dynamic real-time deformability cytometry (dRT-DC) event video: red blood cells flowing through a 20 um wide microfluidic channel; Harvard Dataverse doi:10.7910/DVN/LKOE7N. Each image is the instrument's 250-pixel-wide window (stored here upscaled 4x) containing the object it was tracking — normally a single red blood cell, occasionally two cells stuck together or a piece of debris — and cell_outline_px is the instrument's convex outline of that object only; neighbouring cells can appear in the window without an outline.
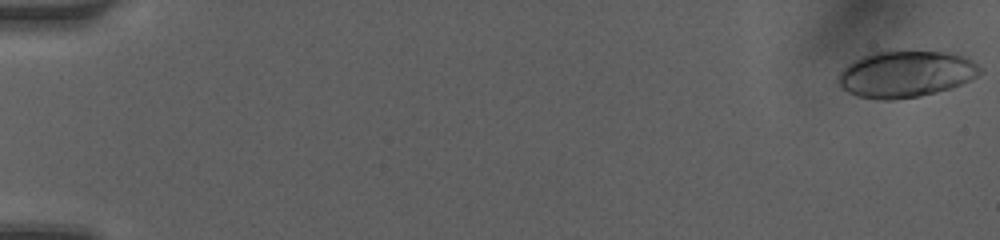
{"species": "human", "species_latin": "Homo sapiens", "temperature_condition": "room temperature", "stored_images_in_passage": 49, "camera_frame_rate_fps": 3000, "um_per_image_px": 0.085, "donor": {"sex": "female"}, "frame": {"image": 1, "passage_image": 1, "time_ms": 0.0, "image_size_px": [1000, 240], "cell_outline_px": [[984, 72], [980, 76], [972, 80], [952, 88], [920, 96], [892, 100], [884, 100], [856, 96], [840, 88], [836, 84], [836, 80], [840, 72], [852, 60], [860, 56], [872, 52], [888, 48], [904, 48], [948, 52], [968, 56], [984, 68]], "centroid_in_image_um": [77.03, 6.23], "position_along_channel_um": 8.0, "area_um2": 40.46}}
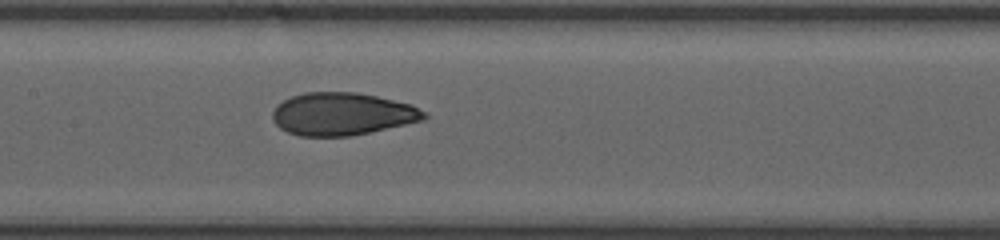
{"frame": {"image": 2, "passage_image": 26, "time_ms": 8.333, "image_size_px": [1000, 240], "cell_outline_px": [[428, 116], [424, 120], [368, 132], [348, 136], [300, 136], [288, 132], [280, 128], [272, 120], [272, 112], [276, 104], [292, 96], [304, 92], [356, 92], [376, 96], [412, 104], [424, 112]], "centroid_in_image_um": [29.06, 9.68], "position_along_channel_um": 178.3, "area_um2": 37.57}}
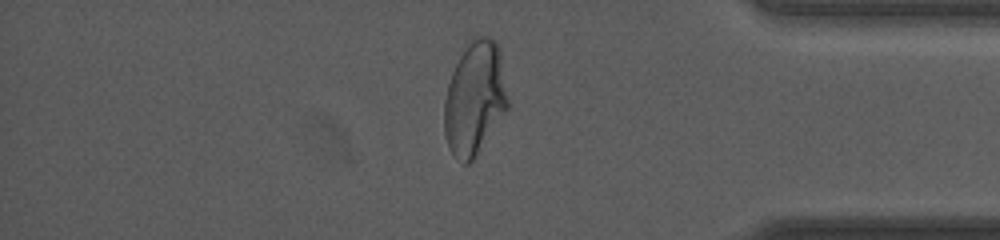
{"frame": {"image": 3, "passage_image": 43, "time_ms": 14.0, "image_size_px": [1000, 240], "cell_outline_px": [[508, 108], [472, 160], [468, 164], [464, 164], [456, 160], [448, 148], [444, 132], [444, 100], [448, 84], [452, 72], [468, 40], [472, 36], [488, 36], [496, 40], [500, 44], [508, 96]], "centroid_in_image_um": [40.36, 8.31], "position_along_channel_um": 394.8, "area_um2": 42.48}, "authors_computed_cell_mechanics": {"area_um2": 37.57, "velocity_mm_per_s": 4.1892, "shape_relaxation_time_tau1_ms": 6.4226, "shape_relaxation_time_tau2_ms": 1.1766, "deformation_change_tau1": 0.2318, "deformation_change_tau2": 0.0641}}